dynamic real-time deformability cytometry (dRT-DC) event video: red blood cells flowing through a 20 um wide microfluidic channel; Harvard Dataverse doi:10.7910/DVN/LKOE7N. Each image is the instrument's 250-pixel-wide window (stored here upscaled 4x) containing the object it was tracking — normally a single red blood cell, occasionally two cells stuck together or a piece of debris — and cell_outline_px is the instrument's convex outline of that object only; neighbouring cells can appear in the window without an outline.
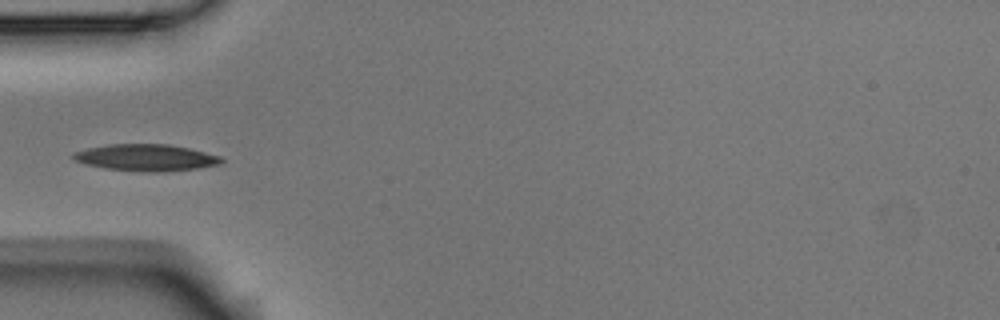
{"species": "Egyptian fruit bat (a non-hibernating species)", "species_latin": "Rousettus aegyptiacus", "temperature_condition": "room temperature", "stored_images_in_passage": 6, "camera_frame_rate_fps": 3000, "um_per_image_px": 0.085, "animal": {"sex": "male"}, "frame": {"image": 1, "passage_image": 6, "time_ms": 1.667, "image_size_px": [1000, 320], "cell_outline_px": [[224, 160], [220, 164], [200, 168], [164, 172], [144, 172], [104, 168], [84, 164], [72, 160], [72, 152], [88, 148], [108, 144], [168, 144], [188, 148], [220, 156]], "centroid_in_image_um": [12.38, 13.4], "position_along_channel_um": 72.6, "area_um2": 23.24}}